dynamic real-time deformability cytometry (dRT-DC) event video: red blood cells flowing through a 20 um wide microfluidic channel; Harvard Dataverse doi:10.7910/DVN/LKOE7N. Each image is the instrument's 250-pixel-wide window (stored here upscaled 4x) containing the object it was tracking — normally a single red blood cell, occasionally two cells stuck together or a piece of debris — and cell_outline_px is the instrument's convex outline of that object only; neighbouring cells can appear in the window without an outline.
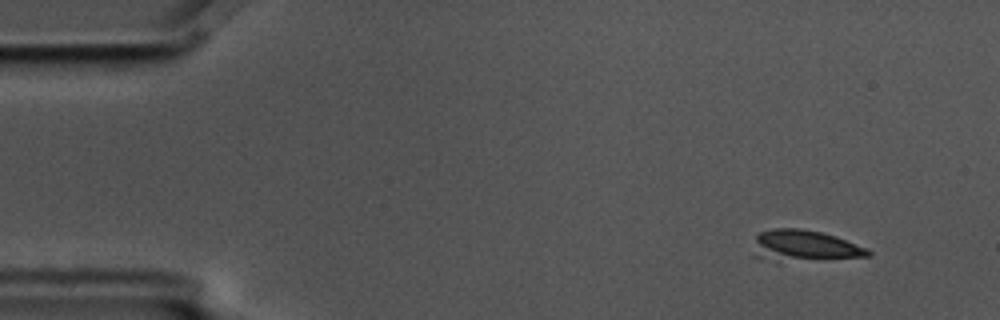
{"species": "common noctule bat (a hibernating species)", "species_latin": "Nyctalus noctula", "temperature_condition": "cold", "stored_images_in_passage": 4, "camera_frame_rate_fps": 3000, "um_per_image_px": 0.085, "animal": {"sex": "male", "body_mass_g": 17.5, "forearm_length_mm": 52.3}, "frame": {"image": 1, "passage_image": 1, "time_ms": 0.0, "image_size_px": [1000, 320], "cell_outline_px": [[872, 256], [752, 256], [756, 236], [760, 232], [772, 228], [800, 228], [820, 232], [836, 236], [868, 248], [872, 252]], "centroid_in_image_um": [68.39, 20.76], "position_along_channel_um": 16.6, "area_um2": 18.55}}
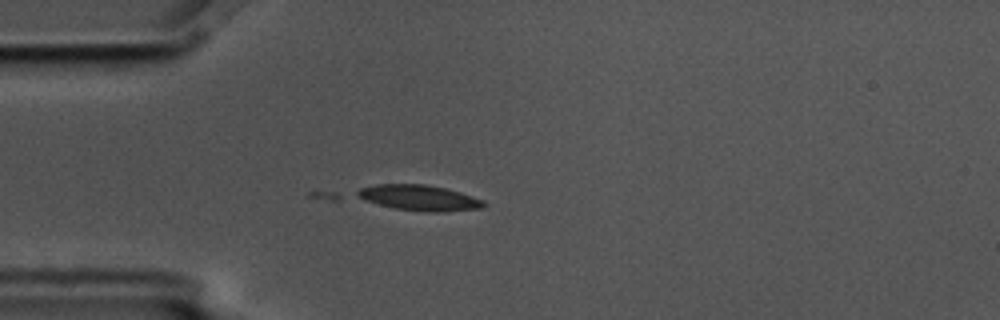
{"frame": {"image": 2, "passage_image": 4, "time_ms": 1.0, "image_size_px": [1000, 320], "cell_outline_px": [[488, 204], [480, 208], [444, 212], [424, 212], [332, 200], [308, 196], [308, 192], [376, 184], [424, 184], [444, 188], [460, 192], [484, 200]], "centroid_in_image_um": [34.35, 16.78], "position_along_channel_um": 50.6, "area_um2": 23.58}}